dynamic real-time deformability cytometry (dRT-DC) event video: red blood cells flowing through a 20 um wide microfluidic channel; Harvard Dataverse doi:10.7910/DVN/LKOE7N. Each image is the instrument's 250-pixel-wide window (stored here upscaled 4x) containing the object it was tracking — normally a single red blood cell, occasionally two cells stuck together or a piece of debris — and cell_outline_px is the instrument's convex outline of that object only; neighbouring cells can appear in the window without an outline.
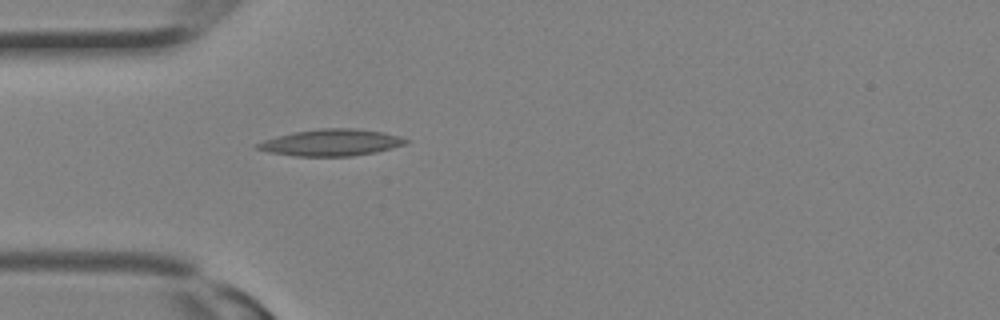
{"species": "Egyptian fruit bat (a non-hibernating species)", "species_latin": "Rousettus aegyptiacus", "temperature_condition": "room temperature", "stored_images_in_passage": 3, "camera_frame_rate_fps": 3000, "um_per_image_px": 0.085, "animal": {"sex": "female"}, "frame": {"image": 1, "passage_image": 1, "time_ms": 0.0, "image_size_px": [1000, 320], "cell_outline_px": [[412, 140], [404, 144], [392, 148], [376, 152], [352, 156], [296, 156], [268, 152], [256, 148], [252, 144], [276, 136], [292, 132], [320, 128], [356, 128], [384, 132], [400, 136]], "centroid_in_image_um": [28.15, 12.11], "position_along_channel_um": 56.9, "area_um2": 23.29}}
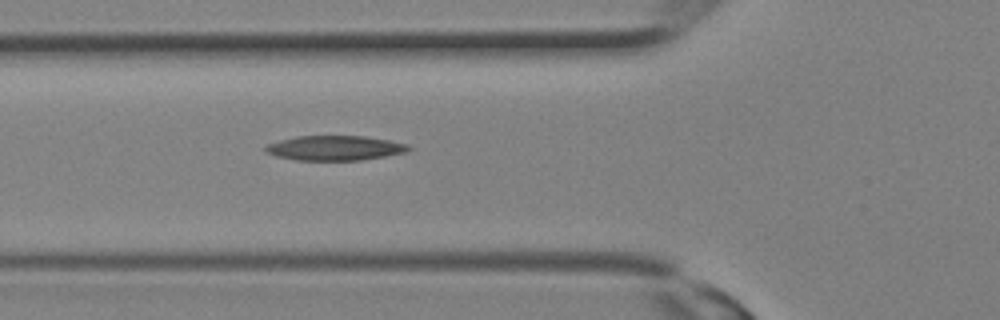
{"frame": {"image": 2, "passage_image": 3, "time_ms": 0.667, "image_size_px": [1000, 320], "cell_outline_px": [[412, 148], [408, 152], [360, 160], [296, 160], [276, 156], [264, 152], [264, 148], [268, 144], [280, 140], [296, 136], [364, 136], [388, 140], [408, 144]], "centroid_in_image_um": [28.46, 12.58], "position_along_channel_um": 97.3, "area_um2": 20.63}}